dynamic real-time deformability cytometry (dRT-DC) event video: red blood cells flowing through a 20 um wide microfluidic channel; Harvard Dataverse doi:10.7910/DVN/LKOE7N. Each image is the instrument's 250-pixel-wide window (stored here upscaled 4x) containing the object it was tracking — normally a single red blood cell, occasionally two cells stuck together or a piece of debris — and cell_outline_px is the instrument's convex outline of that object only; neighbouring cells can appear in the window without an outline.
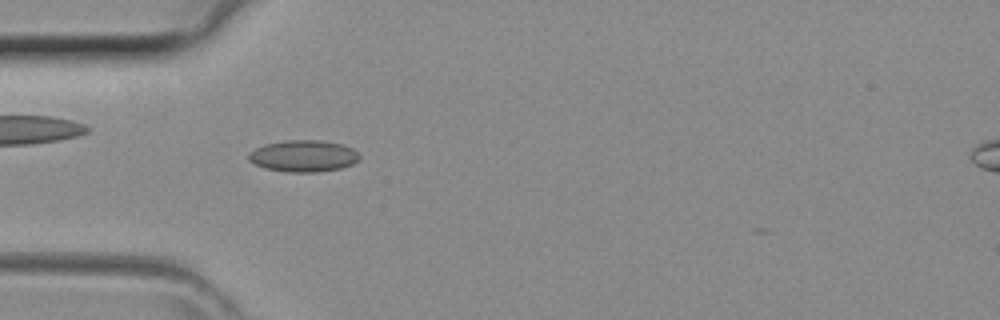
{"species": "common noctule bat (a hibernating species)", "species_latin": "Nyctalus noctula", "temperature_condition": "room temperature", "stored_images_in_passage": 41, "camera_frame_rate_fps": 3000, "um_per_image_px": 0.085, "animal": {"sex": "female", "body_mass_g": 29.2, "forearm_length_mm": 56.3}, "frame": {"image": 1, "passage_image": 13, "time_ms": 4.0, "image_size_px": [1000, 320], "cell_outline_px": [[360, 156], [352, 164], [340, 168], [316, 172], [288, 172], [264, 168], [248, 160], [248, 152], [264, 144], [284, 140], [324, 140], [344, 144], [352, 148]], "centroid_in_image_um": [25.77, 13.24], "position_along_channel_um": 59.2, "area_um2": 20.52}}
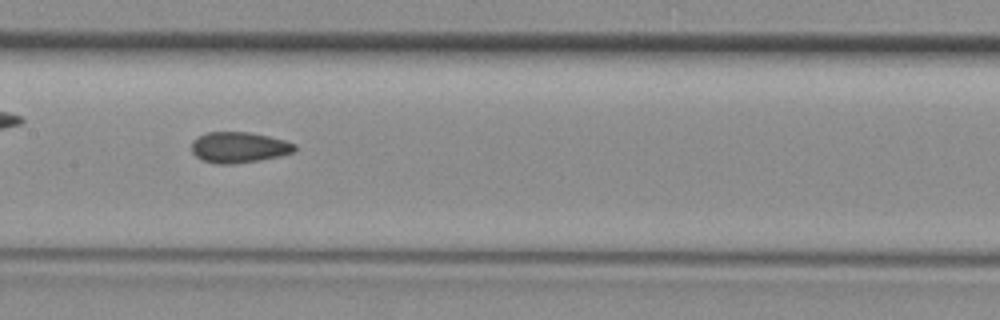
{"frame": {"image": 2, "passage_image": 21, "time_ms": 6.667, "image_size_px": [1000, 320], "cell_outline_px": [[296, 148], [292, 152], [280, 156], [232, 164], [216, 164], [204, 160], [196, 156], [192, 152], [192, 140], [196, 136], [208, 132], [248, 132], [268, 136], [284, 140], [296, 144]], "centroid_in_image_um": [20.28, 12.51], "position_along_channel_um": 187.1, "area_um2": 18.38}}
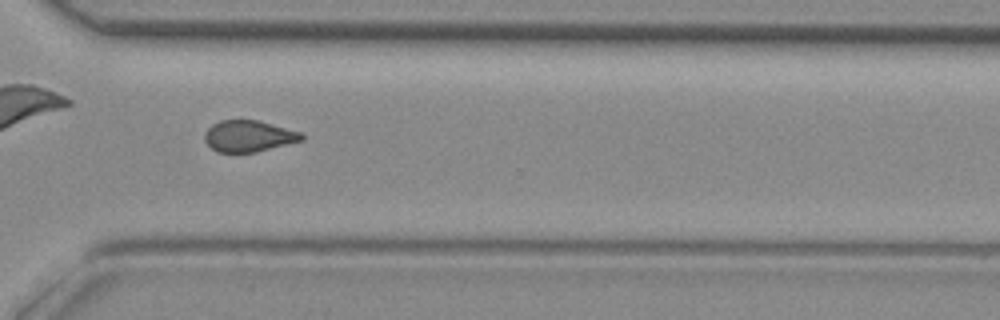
{"frame": {"image": 3, "passage_image": 31, "time_ms": 10.0, "image_size_px": [1000, 320], "cell_outline_px": [[304, 140], [256, 152], [216, 152], [204, 140], [204, 132], [212, 124], [220, 120], [256, 120], [304, 132]], "centroid_in_image_um": [21.15, 11.56], "position_along_channel_um": 349.4, "area_um2": 17.86}}